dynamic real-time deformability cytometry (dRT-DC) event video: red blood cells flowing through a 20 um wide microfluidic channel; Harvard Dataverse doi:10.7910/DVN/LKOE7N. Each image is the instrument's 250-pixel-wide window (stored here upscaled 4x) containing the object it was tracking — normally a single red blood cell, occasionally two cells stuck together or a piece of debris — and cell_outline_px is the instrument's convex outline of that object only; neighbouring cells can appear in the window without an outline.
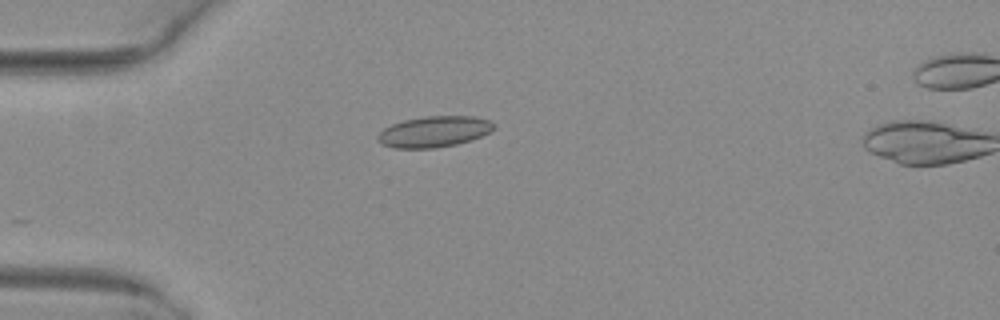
{"species": "common noctule bat (a hibernating species)", "species_latin": "Nyctalus noctula", "temperature_condition": "warm", "stored_images_in_passage": 15, "camera_frame_rate_fps": 3000, "um_per_image_px": 0.085, "animal": {"sex": "female", "body_mass_g": 29.2, "forearm_length_mm": 56.3}, "frame": {"image": 1, "passage_image": 1, "time_ms": 0.0, "image_size_px": [1000, 320], "cell_outline_px": [[496, 128], [480, 136], [456, 144], [432, 148], [396, 148], [384, 144], [376, 140], [376, 136], [384, 128], [392, 124], [404, 120], [424, 116], [476, 116], [492, 120], [496, 124]], "centroid_in_image_um": [36.92, 11.17], "position_along_channel_um": 48.1, "area_um2": 20.92}}
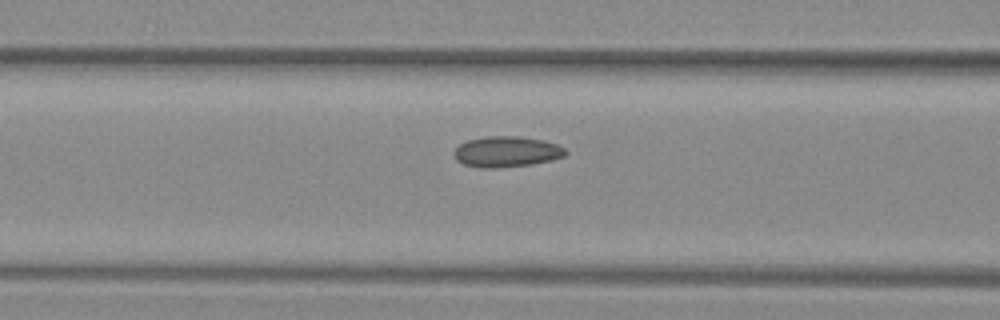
{"frame": {"image": 2, "passage_image": 8, "time_ms": 2.333, "image_size_px": [1000, 320], "cell_outline_px": [[568, 152], [564, 156], [552, 160], [532, 164], [496, 168], [480, 168], [464, 164], [456, 160], [452, 156], [452, 152], [460, 144], [468, 140], [484, 136], [516, 136], [544, 140], [556, 144], [564, 148]], "centroid_in_image_um": [43.03, 12.9], "position_along_channel_um": 123.6, "area_um2": 20.11}}
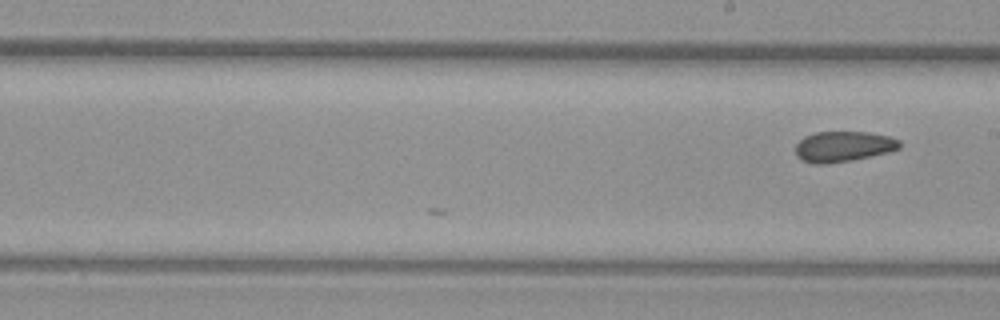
{"frame": {"image": 3, "passage_image": 15, "time_ms": 4.667, "image_size_px": [1000, 320], "cell_outline_px": [[900, 148], [888, 152], [852, 160], [824, 164], [812, 164], [800, 160], [796, 156], [796, 144], [804, 136], [816, 132], [868, 132], [888, 136], [900, 140]], "centroid_in_image_um": [71.65, 12.46], "position_along_channel_um": 217.4, "area_um2": 18.55}}